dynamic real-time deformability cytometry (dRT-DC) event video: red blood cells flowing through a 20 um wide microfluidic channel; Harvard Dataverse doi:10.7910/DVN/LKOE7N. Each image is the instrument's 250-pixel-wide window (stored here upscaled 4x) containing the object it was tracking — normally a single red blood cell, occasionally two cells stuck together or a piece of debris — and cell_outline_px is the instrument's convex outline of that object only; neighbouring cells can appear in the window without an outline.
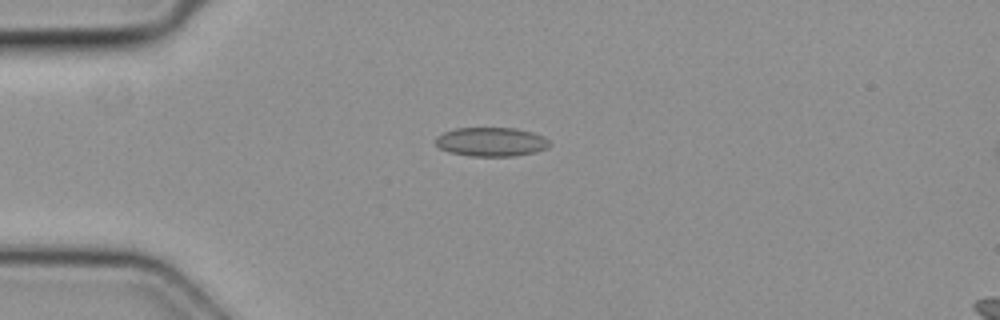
{"species": "common noctule bat (a hibernating species)", "species_latin": "Nyctalus noctula", "temperature_condition": "cold", "stored_images_in_passage": 5, "camera_frame_rate_fps": 3000, "um_per_image_px": 0.085, "animal": {"sex": "female", "body_mass_g": 19.3, "forearm_length_mm": 54.1}, "frame": {"image": 1, "passage_image": 2, "time_ms": 0.333, "image_size_px": [1000, 320], "cell_outline_px": [[552, 144], [548, 148], [536, 152], [512, 156], [468, 156], [448, 152], [440, 148], [436, 144], [436, 136], [444, 132], [456, 128], [516, 128], [532, 132], [544, 136]], "centroid_in_image_um": [41.77, 12.06], "position_along_channel_um": 43.2, "area_um2": 19.42}}
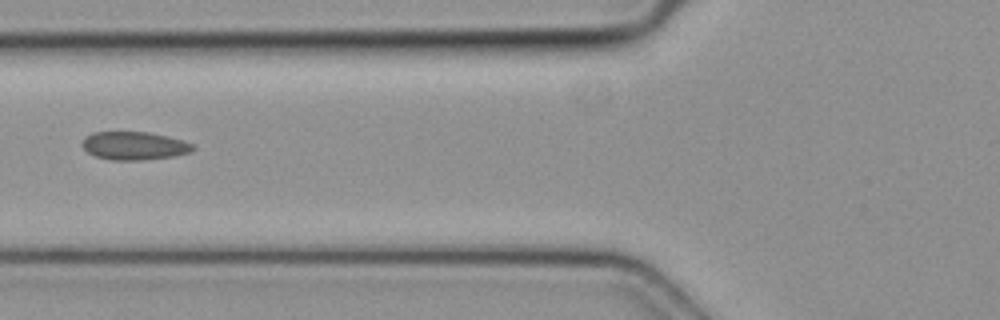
{"frame": {"image": 2, "passage_image": 4, "time_ms": 1.0, "image_size_px": [1000, 320], "cell_outline_px": [[196, 148], [188, 152], [172, 156], [144, 160], [112, 160], [96, 156], [88, 152], [80, 144], [84, 136], [92, 132], [148, 132], [168, 136], [184, 140], [192, 144]], "centroid_in_image_um": [11.38, 12.38], "position_along_channel_um": 114.4, "area_um2": 18.21}}
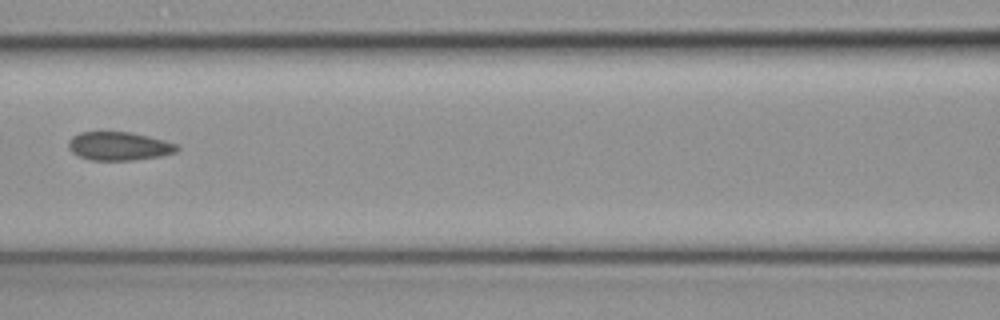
{"frame": {"image": 3, "passage_image": 5, "time_ms": 1.333, "image_size_px": [1000, 320], "cell_outline_px": [[180, 148], [176, 152], [160, 156], [132, 160], [92, 160], [80, 156], [72, 152], [68, 148], [68, 140], [72, 136], [80, 132], [132, 132], [164, 140], [176, 144]], "centroid_in_image_um": [10.1, 12.41], "position_along_channel_um": 156.5, "area_um2": 17.98}}